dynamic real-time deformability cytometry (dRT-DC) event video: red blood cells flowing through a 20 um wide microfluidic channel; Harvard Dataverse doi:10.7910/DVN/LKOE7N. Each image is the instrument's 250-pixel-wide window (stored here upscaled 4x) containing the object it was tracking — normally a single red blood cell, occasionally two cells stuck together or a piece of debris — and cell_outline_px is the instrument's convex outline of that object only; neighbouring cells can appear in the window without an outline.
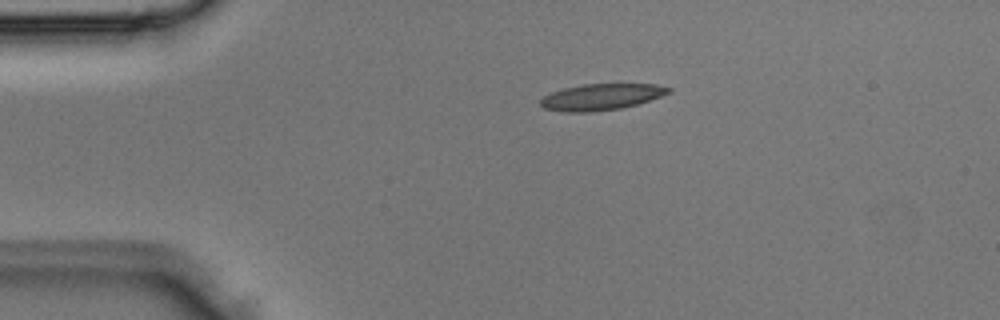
{"species": "Egyptian fruit bat (a non-hibernating species)", "species_latin": "Rousettus aegyptiacus", "temperature_condition": "room temperature", "stored_images_in_passage": 3, "camera_frame_rate_fps": 3000, "um_per_image_px": 0.085, "animal": {"sex": "male"}, "frame": {"image": 1, "passage_image": 1, "time_ms": 0.0, "image_size_px": [1000, 320], "cell_outline_px": [[672, 92], [636, 104], [620, 108], [588, 112], [564, 112], [544, 108], [540, 104], [540, 100], [544, 96], [552, 92], [564, 88], [584, 84], [656, 84], [672, 88]], "centroid_in_image_um": [51.1, 8.23], "position_along_channel_um": 33.9, "area_um2": 19.42}}